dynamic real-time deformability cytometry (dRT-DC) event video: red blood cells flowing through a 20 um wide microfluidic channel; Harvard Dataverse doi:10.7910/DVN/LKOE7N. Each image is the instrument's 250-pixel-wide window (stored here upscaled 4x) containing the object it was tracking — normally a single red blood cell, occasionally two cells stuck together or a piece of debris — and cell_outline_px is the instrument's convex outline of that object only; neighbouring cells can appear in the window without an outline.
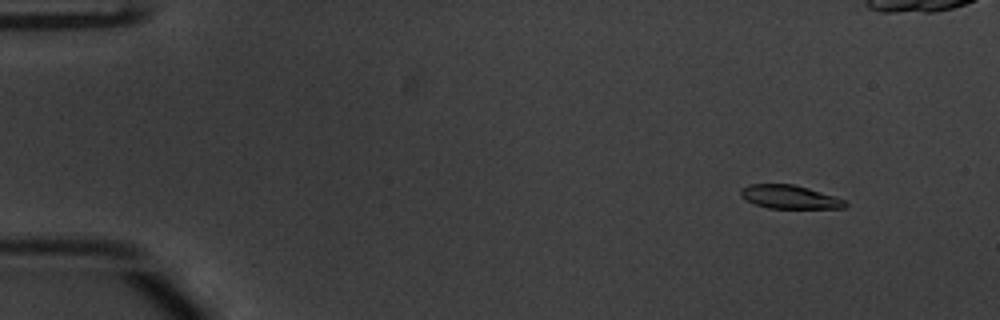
{"species": "common noctule bat (a hibernating species)", "species_latin": "Nyctalus noctula", "temperature_condition": "warm", "stored_images_in_passage": 54, "camera_frame_rate_fps": 3000, "um_per_image_px": 0.085, "animal": {"sex": "male", "body_mass_g": 20.1, "forearm_length_mm": 53.5}, "frame": {"image": 1, "passage_image": 5, "time_ms": 1.333, "image_size_px": [1000, 320], "cell_outline_px": [[848, 204], [844, 208], [768, 208], [756, 204], [740, 196], [740, 188], [748, 184], [792, 184], [808, 188], [836, 196], [844, 200]], "centroid_in_image_um": [67.11, 16.73], "position_along_channel_um": 17.9, "area_um2": 14.28}}
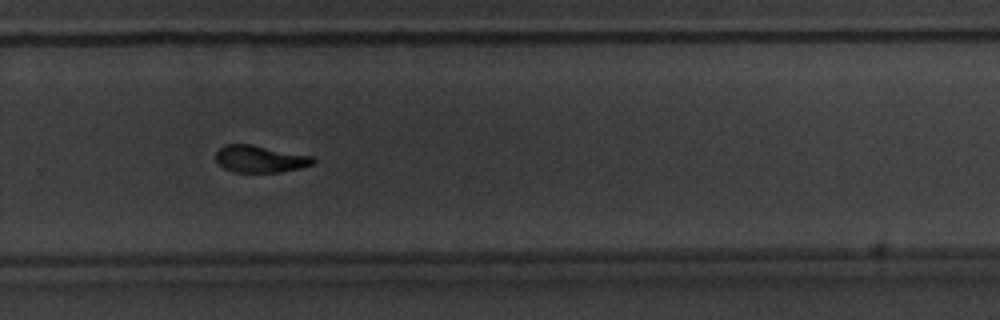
{"frame": {"image": 2, "passage_image": 36, "time_ms": 11.667, "image_size_px": [1000, 320], "cell_outline_px": [[316, 160], [312, 164], [300, 168], [280, 172], [236, 172], [224, 168], [216, 160], [216, 152], [224, 144], [252, 144], [312, 156]], "centroid_in_image_um": [22.1, 13.5], "position_along_channel_um": 307.7, "area_um2": 15.26}}
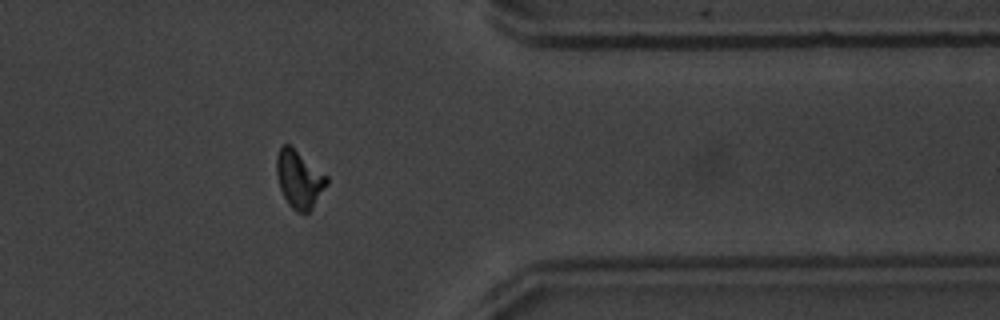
{"frame": {"image": 3, "passage_image": 43, "time_ms": 14.0, "image_size_px": [1000, 320], "cell_outline_px": [[328, 184], [312, 208], [308, 212], [296, 212], [288, 204], [280, 188], [276, 172], [276, 156], [280, 148], [284, 144], [288, 144], [328, 176]], "centroid_in_image_um": [25.43, 15.24], "position_along_channel_um": 386.0, "area_um2": 16.65}, "authors_computed_cell_mechanics": {"area_um2": 15.8372, "velocity_mm_per_s": 3.8466, "shape_relaxation_time_tau1_ms": 2.4706, "shape_relaxation_time_tau2_ms": 1.9698, "deformation_change_tau1": 0.1635, "deformation_change_tau2": 0.0882}}